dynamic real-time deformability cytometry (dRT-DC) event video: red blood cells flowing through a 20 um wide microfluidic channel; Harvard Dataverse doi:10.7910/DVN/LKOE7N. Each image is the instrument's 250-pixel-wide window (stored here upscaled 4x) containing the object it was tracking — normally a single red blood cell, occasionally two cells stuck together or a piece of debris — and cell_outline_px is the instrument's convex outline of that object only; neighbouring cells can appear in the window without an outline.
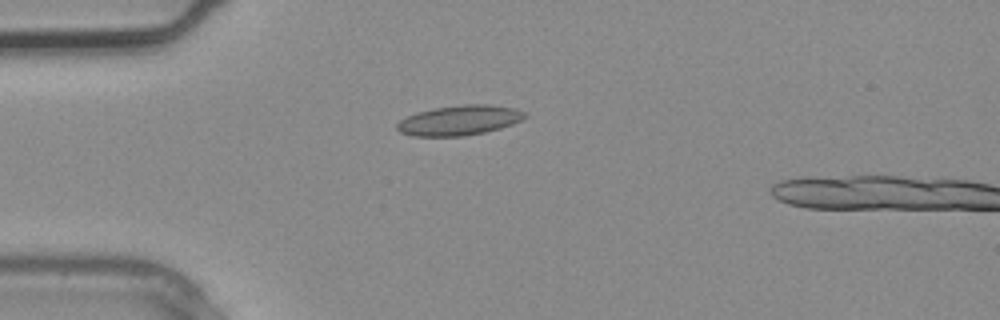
{"species": "common noctule bat (a hibernating species)", "species_latin": "Nyctalus noctula", "temperature_condition": "warm", "stored_images_in_passage": 4, "camera_frame_rate_fps": 3000, "um_per_image_px": 0.085, "animal": {"sex": "male", "body_mass_g": 20.4}, "frame": {"image": 1, "passage_image": 3, "time_ms": 0.667, "image_size_px": [1000, 320], "cell_outline_px": [[528, 116], [512, 124], [500, 128], [484, 132], [464, 136], [412, 136], [400, 132], [396, 128], [396, 124], [400, 120], [416, 112], [436, 108], [464, 104], [488, 104], [516, 108], [528, 112]], "centroid_in_image_um": [39.07, 10.22], "position_along_channel_um": 45.9, "area_um2": 22.37}}